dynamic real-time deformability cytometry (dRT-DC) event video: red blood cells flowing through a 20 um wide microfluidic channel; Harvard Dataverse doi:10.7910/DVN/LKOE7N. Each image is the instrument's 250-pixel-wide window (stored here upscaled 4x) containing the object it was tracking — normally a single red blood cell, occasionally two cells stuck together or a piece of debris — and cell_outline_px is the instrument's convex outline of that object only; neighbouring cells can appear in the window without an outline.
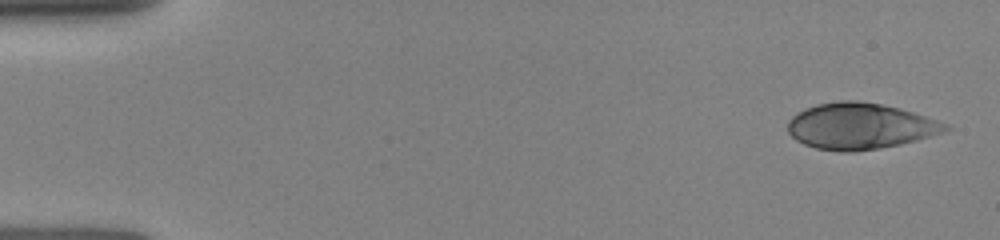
{"species": "human", "species_latin": "Homo sapiens", "temperature_condition": "room temperature", "stored_images_in_passage": 9, "camera_frame_rate_fps": 3000, "um_per_image_px": 0.085, "donor": {"sex": "female"}, "frame": {"image": 1, "passage_image": 1, "time_ms": 0.0, "image_size_px": [1000, 240], "cell_outline_px": [[952, 128], [944, 132], [916, 140], [900, 144], [880, 148], [852, 152], [840, 152], [816, 148], [804, 144], [796, 140], [788, 132], [788, 120], [796, 112], [804, 108], [816, 104], [840, 100], [856, 100], [880, 104], [900, 108], [948, 124]], "centroid_in_image_um": [73.07, 10.72], "position_along_channel_um": 11.9, "area_um2": 42.43}}
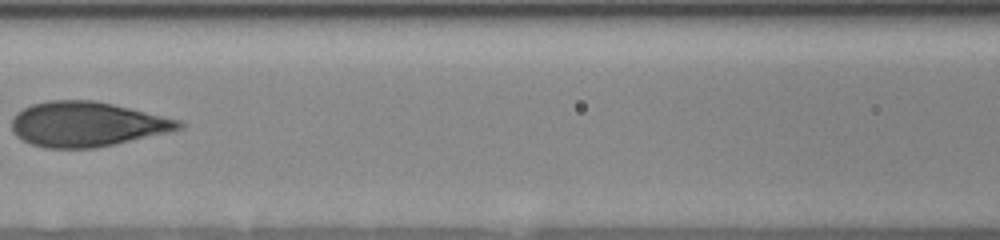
{"frame": {"image": 2, "passage_image": 7, "time_ms": 6.667, "image_size_px": [1000, 240], "cell_outline_px": [[184, 124], [180, 128], [168, 132], [96, 148], [44, 148], [32, 144], [16, 136], [12, 132], [12, 120], [16, 112], [32, 104], [48, 100], [92, 100], [112, 104], [180, 120]], "centroid_in_image_um": [7.33, 10.56], "position_along_channel_um": 159.3, "area_um2": 43.35}}
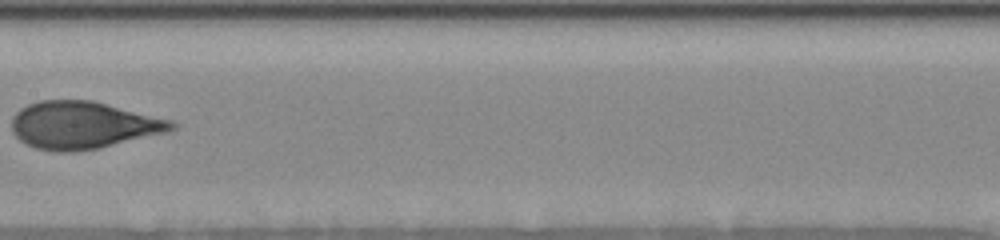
{"frame": {"image": 3, "passage_image": 8, "time_ms": 7.667, "image_size_px": [1000, 240], "cell_outline_px": [[180, 124], [176, 128], [168, 132], [100, 148], [68, 152], [56, 152], [36, 148], [20, 140], [12, 132], [12, 116], [20, 108], [28, 104], [40, 100], [92, 100], [172, 120]], "centroid_in_image_um": [7.08, 10.63], "position_along_channel_um": 200.3, "area_um2": 44.33}}